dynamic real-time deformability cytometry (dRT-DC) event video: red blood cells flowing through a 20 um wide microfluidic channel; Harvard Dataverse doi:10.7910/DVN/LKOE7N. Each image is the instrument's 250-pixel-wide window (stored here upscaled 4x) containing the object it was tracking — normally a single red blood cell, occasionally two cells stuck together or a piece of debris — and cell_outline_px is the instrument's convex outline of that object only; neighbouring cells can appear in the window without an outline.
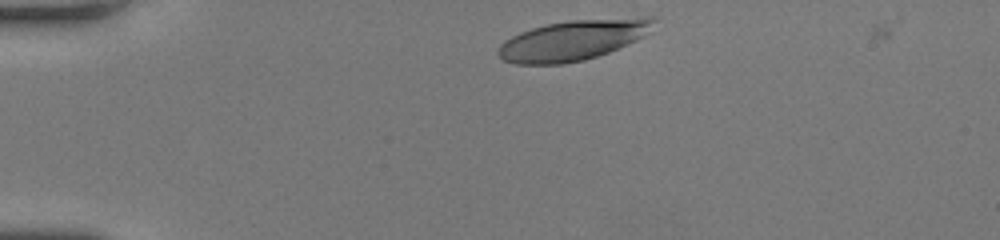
{"species": "human", "species_latin": "Homo sapiens", "temperature_condition": "room temperature", "stored_images_in_passage": 32, "camera_frame_rate_fps": 3000, "um_per_image_px": 0.085, "donor": {"sex": "female"}, "frame": {"image": 1, "passage_image": 1, "time_ms": 0.0, "image_size_px": [1000, 240], "cell_outline_px": [[656, 20], [648, 32], [644, 36], [636, 40], [608, 52], [584, 60], [560, 64], [516, 64], [504, 60], [496, 52], [500, 44], [504, 40], [520, 32], [532, 28], [548, 24], [568, 20], [644, 16], [652, 16]], "centroid_in_image_um": [48.71, 3.4], "position_along_channel_um": 36.3, "area_um2": 36.53}}
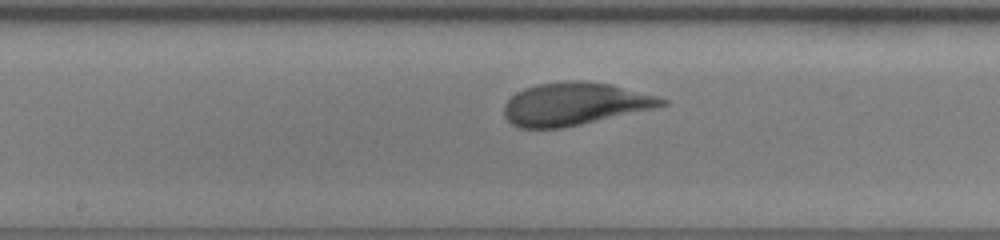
{"frame": {"image": 2, "passage_image": 17, "time_ms": 5.333, "image_size_px": [1000, 240], "cell_outline_px": [[668, 104], [652, 108], [564, 128], [520, 128], [512, 124], [504, 116], [504, 104], [516, 92], [524, 88], [536, 84], [568, 80], [580, 80], [612, 84], [656, 96], [668, 100]], "centroid_in_image_um": [48.8, 8.82], "position_along_channel_um": 199.4, "area_um2": 39.07}}
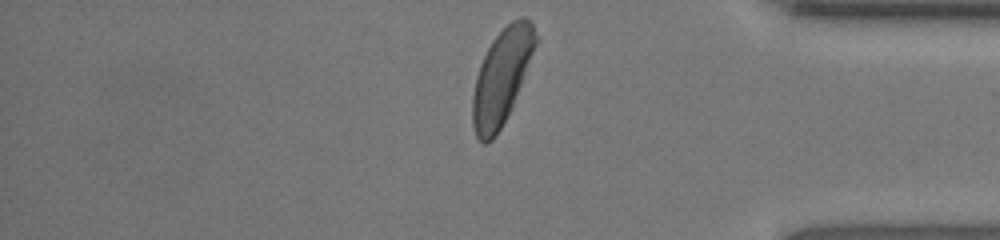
{"frame": {"image": 3, "passage_image": 32, "time_ms": 10.333, "image_size_px": [1000, 240], "cell_outline_px": [[536, 44], [512, 108], [496, 136], [492, 140], [484, 144], [476, 136], [472, 124], [472, 96], [476, 76], [480, 64], [492, 40], [512, 20], [520, 16], [524, 16], [532, 24], [536, 36]], "centroid_in_image_um": [42.61, 6.56], "position_along_channel_um": 392.6, "area_um2": 34.45}, "authors_computed_cell_mechanics": {"area_um2": 38.1769, "velocity_mm_per_s": 4.1743, "shape_relaxation_time_tau1_ms": 1.9815, "shape_relaxation_time_tau2_ms": 0.8345, "deformation_change_tau1": 0.1238, "deformation_change_tau2": 0.0683}}